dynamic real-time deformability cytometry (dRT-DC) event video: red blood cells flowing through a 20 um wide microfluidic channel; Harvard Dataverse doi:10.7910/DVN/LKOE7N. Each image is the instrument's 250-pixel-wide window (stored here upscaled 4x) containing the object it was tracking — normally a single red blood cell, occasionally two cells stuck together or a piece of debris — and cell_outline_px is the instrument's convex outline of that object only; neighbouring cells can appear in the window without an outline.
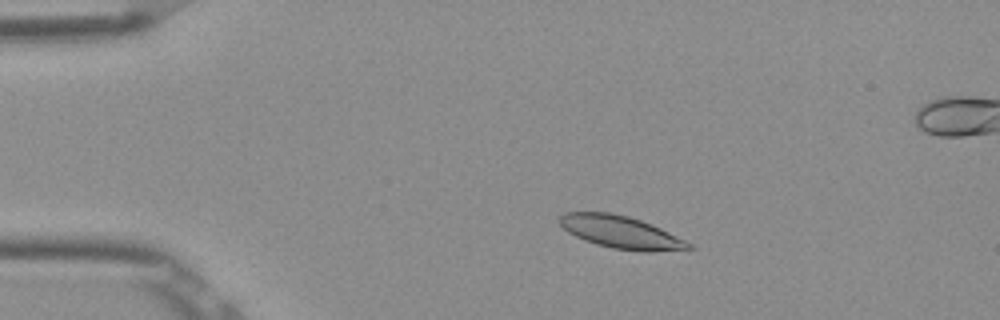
{"species": "Egyptian fruit bat (a non-hibernating species)", "species_latin": "Rousettus aegyptiacus", "temperature_condition": "room temperature", "stored_images_in_passage": 52, "camera_frame_rate_fps": 3000, "um_per_image_px": 0.085, "frame": {"image": 1, "passage_image": 9, "time_ms": 2.667, "image_size_px": [1000, 320], "cell_outline_px": [[696, 248], [648, 252], [644, 252], [612, 248], [596, 244], [584, 240], [568, 232], [560, 224], [560, 216], [564, 212], [608, 212], [628, 216], [640, 220], [660, 228], [692, 244]], "centroid_in_image_um": [52.76, 19.74], "position_along_channel_um": 32.2, "area_um2": 24.22}}
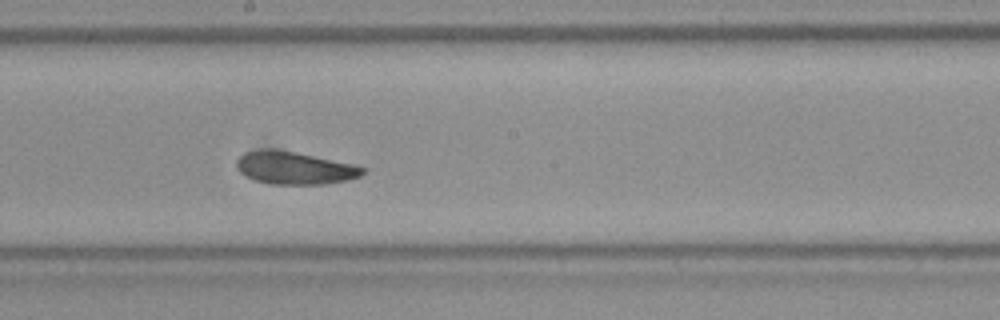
{"frame": {"image": 2, "passage_image": 28, "time_ms": 9.0, "image_size_px": [1000, 320], "cell_outline_px": [[364, 172], [360, 176], [348, 180], [324, 184], [272, 184], [256, 180], [240, 172], [236, 168], [236, 160], [244, 152], [260, 148], [272, 148], [296, 152], [356, 164], [364, 168]], "centroid_in_image_um": [25.03, 14.25], "position_along_channel_um": 223.2, "area_um2": 24.16}}
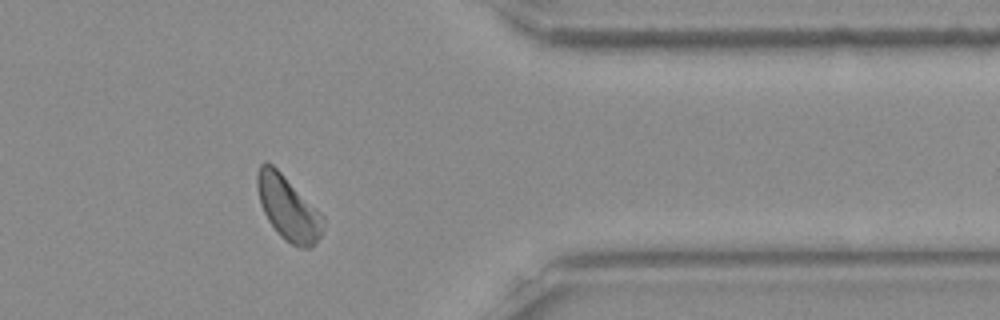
{"frame": {"image": 3, "passage_image": 42, "time_ms": 13.667, "image_size_px": [1000, 320], "cell_outline_px": [[324, 232], [312, 248], [300, 248], [292, 244], [280, 236], [268, 220], [260, 204], [256, 184], [256, 172], [260, 164], [264, 160], [272, 164], [324, 216]], "centroid_in_image_um": [24.49, 17.7], "position_along_channel_um": 386.9, "area_um2": 24.68}, "authors_computed_cell_mechanics": {"area_um2": 24.1026, "velocity_mm_per_s": 3.8355, "shape_relaxation_time_tau1_ms": 2.9624, "shape_relaxation_time_tau2_ms": 3.4541, "deformation_change_tau1": 0.073, "deformation_change_tau2": 0.0889}}